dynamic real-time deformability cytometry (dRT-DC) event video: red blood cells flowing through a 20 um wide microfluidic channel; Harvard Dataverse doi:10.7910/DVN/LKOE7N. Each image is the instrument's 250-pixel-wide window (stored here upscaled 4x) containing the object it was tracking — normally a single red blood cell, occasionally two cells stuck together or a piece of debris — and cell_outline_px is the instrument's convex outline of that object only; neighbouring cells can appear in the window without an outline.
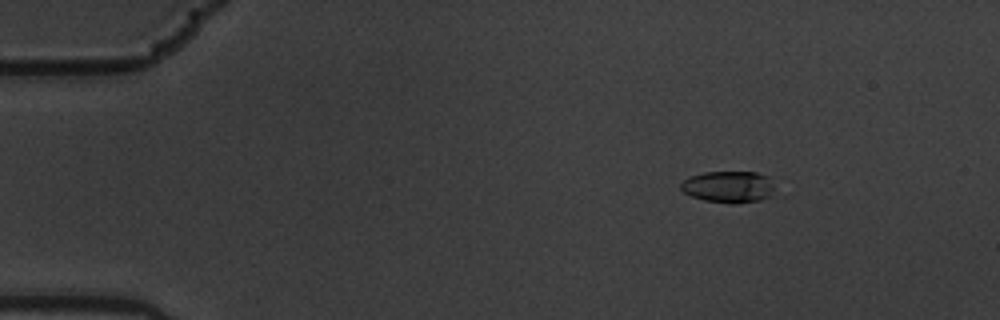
{"species": "common noctule bat (a hibernating species)", "species_latin": "Nyctalus noctula", "temperature_condition": "warm", "stored_images_in_passage": 5, "camera_frame_rate_fps": 3000, "um_per_image_px": 0.085, "animal": {"sex": "male", "body_mass_g": 19.5, "forearm_length_mm": 54.6}, "frame": {"image": 1, "passage_image": 2, "time_ms": 0.333, "image_size_px": [1000, 320], "cell_outline_px": [[776, 192], [772, 196], [760, 200], [736, 204], [732, 204], [704, 200], [692, 196], [684, 192], [680, 188], [680, 184], [684, 180], [692, 176], [704, 172], [756, 172], [768, 176]], "centroid_in_image_um": [61.97, 15.89], "position_along_channel_um": 23.0, "area_um2": 17.46}}
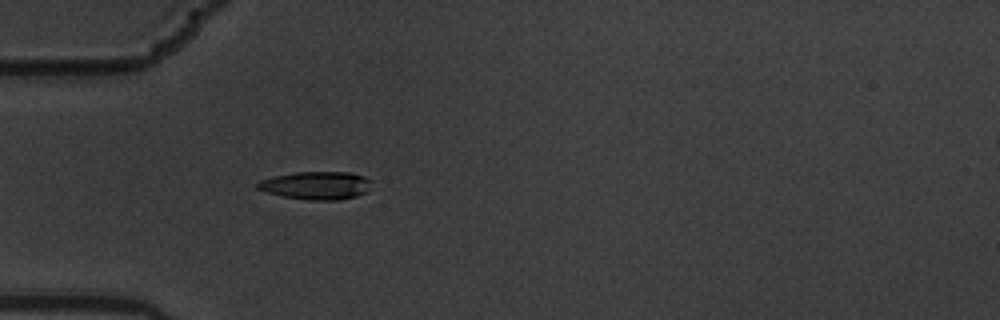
{"frame": {"image": 2, "passage_image": 5, "time_ms": 1.333, "image_size_px": [1000, 320], "cell_outline_px": [[372, 180], [368, 192], [356, 196], [340, 200], [308, 200], [280, 196], [256, 188], [256, 184], [260, 180], [276, 176], [296, 172], [348, 172], [364, 176]], "centroid_in_image_um": [26.91, 15.77], "position_along_channel_um": 58.1, "area_um2": 18.67}}